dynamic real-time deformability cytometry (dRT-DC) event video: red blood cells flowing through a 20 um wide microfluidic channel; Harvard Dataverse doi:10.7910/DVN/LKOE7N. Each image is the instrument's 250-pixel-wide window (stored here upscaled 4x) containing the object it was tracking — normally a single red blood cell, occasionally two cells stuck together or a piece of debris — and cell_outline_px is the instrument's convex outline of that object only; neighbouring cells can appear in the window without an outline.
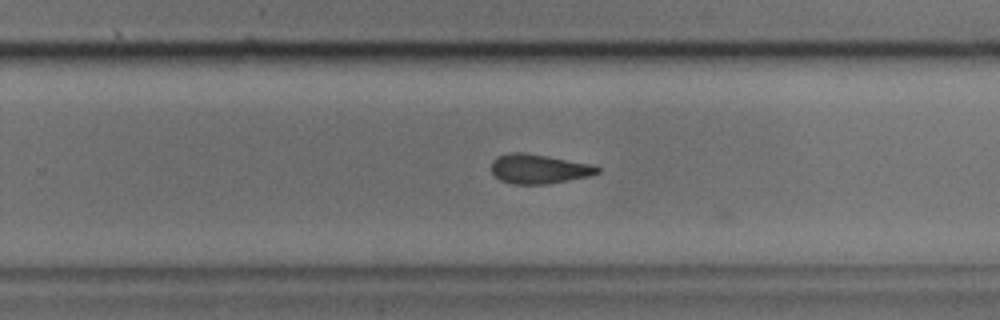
{"species": "common noctule bat (a hibernating species)", "species_latin": "Nyctalus noctula", "temperature_condition": "cold", "stored_images_in_passage": 22, "camera_frame_rate_fps": 3000, "um_per_image_px": 0.085, "animal": {"sex": "male", "body_mass_g": 17.9, "forearm_length_mm": 54.2}, "frame": {"image": 1, "passage_image": 17, "time_ms": 5.333, "image_size_px": [1000, 320], "cell_outline_px": [[600, 172], [592, 176], [548, 184], [512, 184], [500, 180], [492, 172], [492, 160], [496, 156], [508, 152], [524, 152], [596, 164], [600, 168]], "centroid_in_image_um": [45.85, 14.35], "position_along_channel_um": 284.0, "area_um2": 18.61}}
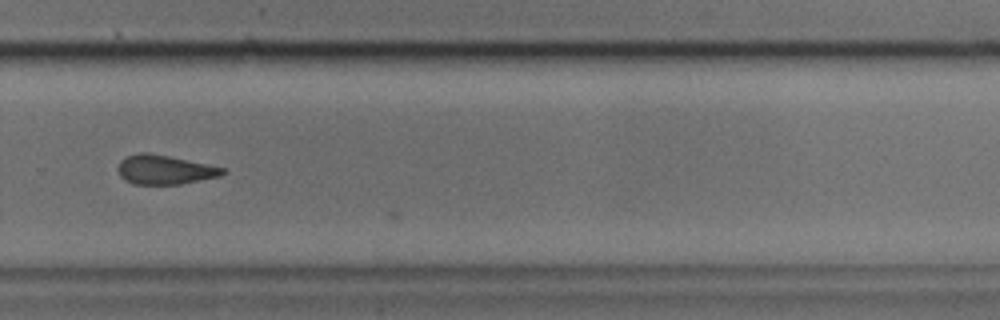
{"frame": {"image": 2, "passage_image": 19, "time_ms": 6.0, "image_size_px": [1000, 320], "cell_outline_px": [[228, 172], [220, 176], [180, 184], [136, 184], [120, 176], [120, 160], [128, 156], [140, 152], [148, 152], [228, 168]], "centroid_in_image_um": [14.09, 14.42], "position_along_channel_um": 315.7, "area_um2": 17.63}}